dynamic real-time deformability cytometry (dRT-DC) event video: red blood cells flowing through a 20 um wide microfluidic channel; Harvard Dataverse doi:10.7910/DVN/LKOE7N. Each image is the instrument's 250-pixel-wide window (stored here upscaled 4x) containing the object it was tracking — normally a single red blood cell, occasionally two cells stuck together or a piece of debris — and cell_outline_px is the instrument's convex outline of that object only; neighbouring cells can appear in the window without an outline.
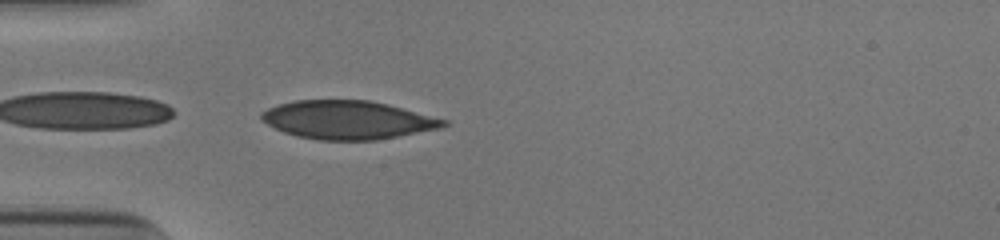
{"species": "human", "species_latin": "Homo sapiens", "temperature_condition": "cold", "stored_images_in_passage": 37, "camera_frame_rate_fps": 3000, "um_per_image_px": 0.085, "donor": {"sex": "male"}, "frame": {"image": 1, "passage_image": 1, "time_ms": 0.0, "image_size_px": [1000, 240], "cell_outline_px": [[448, 124], [440, 128], [376, 140], [320, 140], [296, 136], [284, 132], [260, 120], [260, 112], [268, 108], [280, 104], [296, 100], [368, 100], [388, 104], [448, 120]], "centroid_in_image_um": [29.54, 10.19], "position_along_channel_um": 55.5, "area_um2": 40.63}}
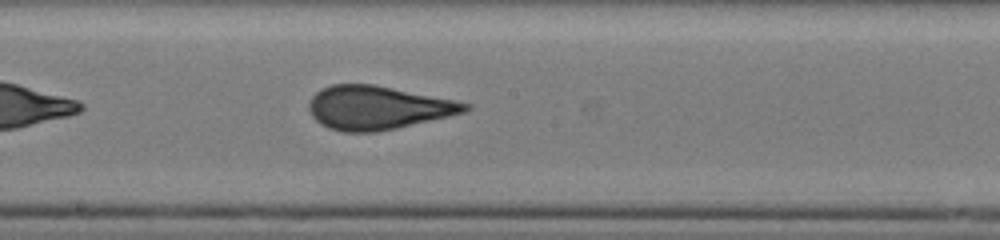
{"frame": {"image": 2, "passage_image": 14, "time_ms": 4.333, "image_size_px": [1000, 240], "cell_outline_px": [[472, 108], [464, 112], [448, 116], [396, 128], [376, 132], [344, 132], [328, 128], [320, 124], [312, 116], [308, 108], [308, 104], [312, 96], [320, 88], [332, 84], [372, 84], [456, 100], [472, 104]], "centroid_in_image_um": [32.08, 9.15], "position_along_channel_um": 216.1, "area_um2": 39.59}}
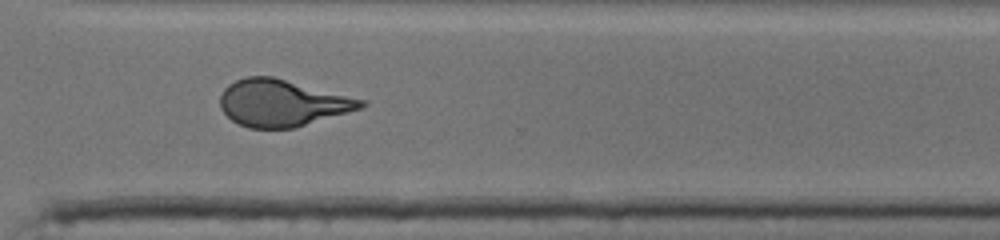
{"frame": {"image": 3, "passage_image": 24, "time_ms": 7.667, "image_size_px": [1000, 240], "cell_outline_px": [[368, 104], [364, 108], [292, 128], [248, 128], [232, 120], [220, 108], [220, 96], [224, 88], [228, 84], [244, 76], [272, 76], [368, 100]], "centroid_in_image_um": [24.01, 8.74], "position_along_channel_um": 346.6, "area_um2": 38.55}, "authors_computed_cell_mechanics": {"area_um2": 39.6508, "velocity_mm_per_s": 3.9094, "shape_relaxation_time_tau1_ms": 5.9618, "shape_relaxation_time_tau2_ms": null, "deformation_change_tau1": 0.1693, "deformation_change_tau2": null}}